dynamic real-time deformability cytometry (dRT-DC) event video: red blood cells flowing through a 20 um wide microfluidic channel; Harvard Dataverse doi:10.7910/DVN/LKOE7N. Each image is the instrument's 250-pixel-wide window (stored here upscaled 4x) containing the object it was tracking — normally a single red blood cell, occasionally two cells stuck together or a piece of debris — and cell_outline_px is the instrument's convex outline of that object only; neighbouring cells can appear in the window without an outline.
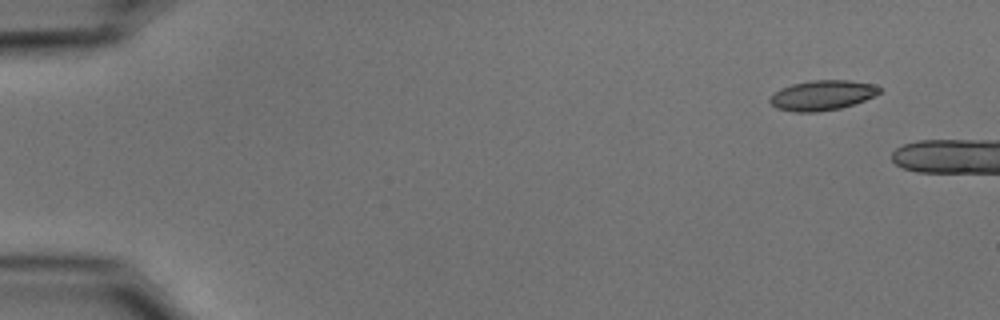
{"species": "common noctule bat (a hibernating species)", "species_latin": "Nyctalus noctula", "temperature_condition": "cold", "stored_images_in_passage": 8, "camera_frame_rate_fps": 3000, "um_per_image_px": 0.085, "animal": {"sex": "male", "body_mass_g": 15.6}, "frame": {"image": 1, "passage_image": 1, "time_ms": 0.0, "image_size_px": [1000, 320], "cell_outline_px": [[884, 92], [864, 100], [840, 108], [816, 112], [796, 112], [776, 108], [768, 100], [780, 88], [792, 84], [812, 80], [848, 80], [876, 84], [884, 88]], "centroid_in_image_um": [69.95, 8.08], "position_along_channel_um": 15.0, "area_um2": 19.25}}